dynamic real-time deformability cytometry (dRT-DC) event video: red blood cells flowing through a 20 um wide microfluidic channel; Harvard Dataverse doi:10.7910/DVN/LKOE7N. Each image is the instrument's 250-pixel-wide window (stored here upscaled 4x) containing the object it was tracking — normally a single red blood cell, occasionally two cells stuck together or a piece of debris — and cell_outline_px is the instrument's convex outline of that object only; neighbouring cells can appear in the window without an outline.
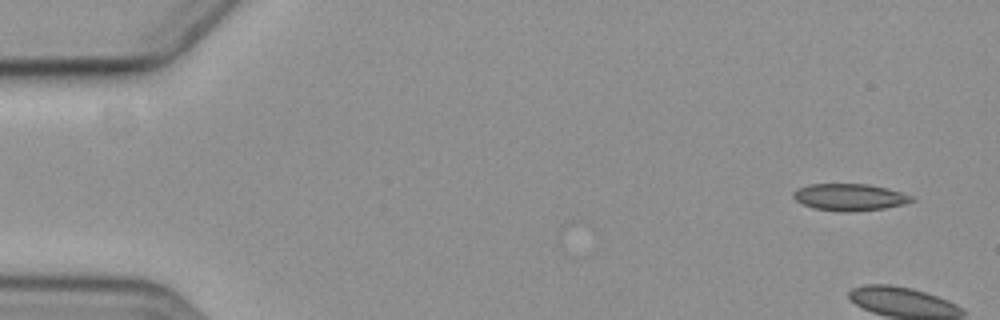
{"species": "common noctule bat (a hibernating species)", "species_latin": "Nyctalus noctula", "temperature_condition": "cold", "stored_images_in_passage": 5, "camera_frame_rate_fps": 3000, "um_per_image_px": 0.085, "animal": {"sex": "female", "body_mass_g": 19.3, "forearm_length_mm": 54.1}, "frame": {"image": 1, "passage_image": 1, "time_ms": 0.0, "image_size_px": [1000, 320], "cell_outline_px": [[916, 200], [884, 208], [816, 208], [804, 204], [796, 200], [792, 196], [792, 192], [796, 188], [808, 184], [868, 184], [888, 188], [912, 196]], "centroid_in_image_um": [72.19, 16.68], "position_along_channel_um": 12.8, "area_um2": 17.34}}